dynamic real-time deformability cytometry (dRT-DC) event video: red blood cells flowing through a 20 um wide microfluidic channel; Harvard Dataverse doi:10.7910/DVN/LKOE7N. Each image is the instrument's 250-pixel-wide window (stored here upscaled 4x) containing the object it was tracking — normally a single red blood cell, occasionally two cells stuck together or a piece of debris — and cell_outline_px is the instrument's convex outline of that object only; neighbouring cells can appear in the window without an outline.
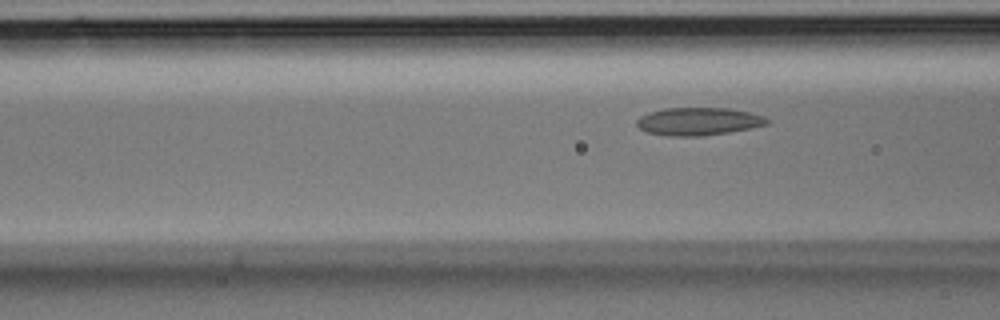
{"species": "Egyptian fruit bat (a non-hibernating species)", "species_latin": "Rousettus aegyptiacus", "temperature_condition": "room temperature", "stored_images_in_passage": 4, "camera_frame_rate_fps": 3000, "um_per_image_px": 0.085, "animal": {"sex": "male"}, "frame": {"image": 1, "passage_image": 4, "time_ms": 1.0, "image_size_px": [1000, 320], "cell_outline_px": [[772, 120], [768, 124], [752, 128], [728, 132], [700, 136], [668, 136], [648, 132], [640, 128], [636, 124], [636, 120], [640, 116], [648, 112], [664, 108], [728, 108], [748, 112], [764, 116]], "centroid_in_image_um": [59.38, 10.31], "position_along_channel_um": 107.2, "area_um2": 21.15}}